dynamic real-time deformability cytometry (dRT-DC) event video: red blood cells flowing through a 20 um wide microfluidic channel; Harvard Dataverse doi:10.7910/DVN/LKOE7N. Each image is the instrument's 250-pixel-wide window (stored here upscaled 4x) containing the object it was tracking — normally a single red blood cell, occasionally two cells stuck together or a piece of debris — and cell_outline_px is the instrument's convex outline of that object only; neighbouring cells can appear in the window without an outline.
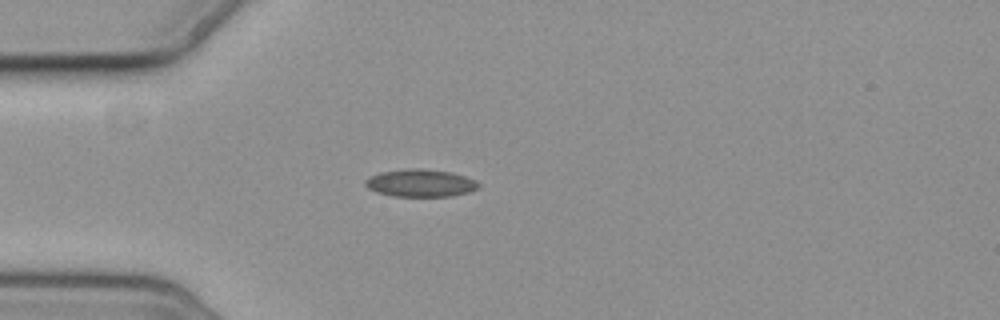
{"species": "common noctule bat (a hibernating species)", "species_latin": "Nyctalus noctula", "temperature_condition": "cold", "stored_images_in_passage": 4, "camera_frame_rate_fps": 3000, "um_per_image_px": 0.085, "animal": {"sex": "female", "body_mass_g": 19.3, "forearm_length_mm": 54.1}, "frame": {"image": 1, "passage_image": 3, "time_ms": 2.333, "image_size_px": [1000, 320], "cell_outline_px": [[480, 188], [468, 192], [452, 196], [392, 196], [376, 192], [368, 188], [364, 184], [364, 180], [368, 176], [380, 172], [408, 168], [420, 168], [452, 172], [476, 180], [480, 184]], "centroid_in_image_um": [35.72, 15.55], "position_along_channel_um": 49.3, "area_um2": 18.38}}